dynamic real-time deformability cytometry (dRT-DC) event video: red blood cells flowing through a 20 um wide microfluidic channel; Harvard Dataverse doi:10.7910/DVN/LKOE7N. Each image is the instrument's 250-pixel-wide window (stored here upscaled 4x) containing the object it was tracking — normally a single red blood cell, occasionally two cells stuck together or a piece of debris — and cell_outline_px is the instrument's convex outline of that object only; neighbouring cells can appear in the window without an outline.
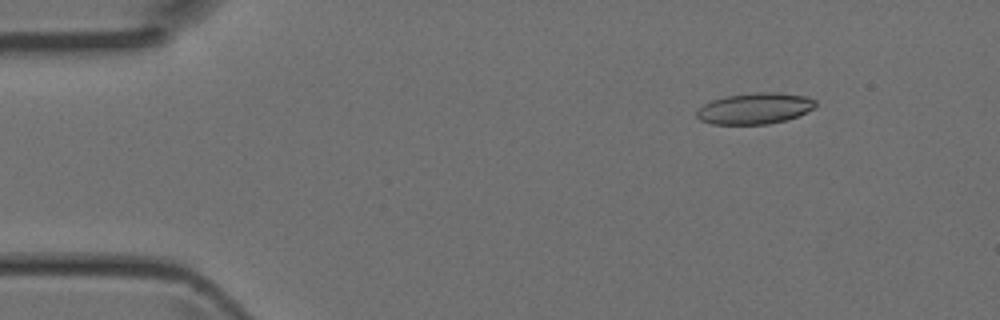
{"species": "Egyptian fruit bat (a non-hibernating species)", "species_latin": "Rousettus aegyptiacus", "temperature_condition": "room temperature", "stored_images_in_passage": 3, "camera_frame_rate_fps": 3000, "um_per_image_px": 0.085, "animal": {"sex": "female"}, "frame": {"image": 1, "passage_image": 2, "time_ms": 0.333, "image_size_px": [1000, 320], "cell_outline_px": [[816, 108], [796, 116], [784, 120], [768, 124], [712, 124], [700, 120], [696, 116], [696, 112], [704, 104], [712, 100], [724, 96], [756, 92], [776, 92], [804, 96], [816, 100]], "centroid_in_image_um": [64.15, 9.21], "position_along_channel_um": 20.8, "area_um2": 21.5}}